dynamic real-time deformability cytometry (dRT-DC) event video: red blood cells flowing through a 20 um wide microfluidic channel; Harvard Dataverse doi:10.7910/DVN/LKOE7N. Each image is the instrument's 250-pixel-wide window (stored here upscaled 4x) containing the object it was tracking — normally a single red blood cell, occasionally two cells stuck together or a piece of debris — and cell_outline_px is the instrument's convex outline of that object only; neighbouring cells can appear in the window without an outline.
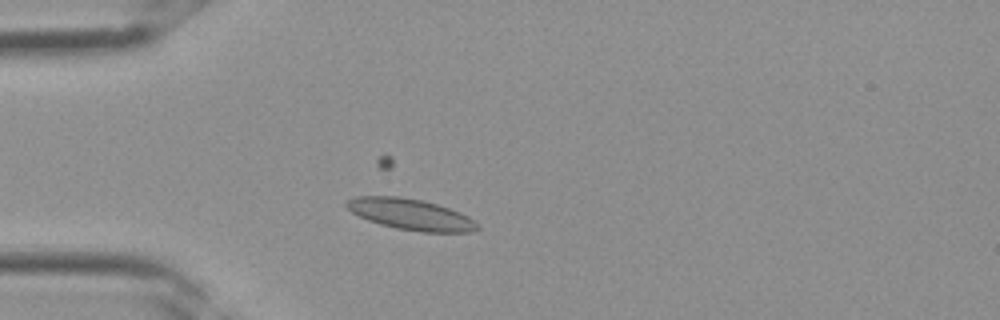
{"species": "Egyptian fruit bat (a non-hibernating species)", "species_latin": "Rousettus aegyptiacus", "temperature_condition": "room temperature", "stored_images_in_passage": 2, "camera_frame_rate_fps": 3000, "um_per_image_px": 0.085, "frame": {"image": 1, "passage_image": 2, "time_ms": 0.333, "image_size_px": [1000, 320], "cell_outline_px": [[480, 228], [472, 232], [420, 232], [396, 228], [380, 224], [368, 220], [352, 212], [344, 204], [348, 200], [356, 196], [400, 196], [420, 200], [436, 204], [460, 212], [468, 216], [480, 224]], "centroid_in_image_um": [34.94, 18.23], "position_along_channel_um": 50.1, "area_um2": 23.64}}